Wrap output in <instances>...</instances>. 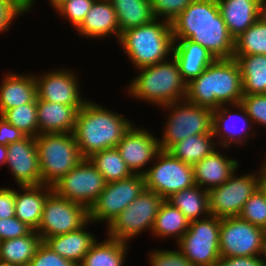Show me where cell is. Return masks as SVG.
I'll list each match as a JSON object with an SVG mask.
<instances>
[{
    "mask_svg": "<svg viewBox=\"0 0 266 266\" xmlns=\"http://www.w3.org/2000/svg\"><path fill=\"white\" fill-rule=\"evenodd\" d=\"M133 125L125 115L88 100L78 110L74 136L84 158L117 147L123 135Z\"/></svg>",
    "mask_w": 266,
    "mask_h": 266,
    "instance_id": "obj_1",
    "label": "cell"
},
{
    "mask_svg": "<svg viewBox=\"0 0 266 266\" xmlns=\"http://www.w3.org/2000/svg\"><path fill=\"white\" fill-rule=\"evenodd\" d=\"M242 77L235 59H216L187 83L185 99L211 110L241 103Z\"/></svg>",
    "mask_w": 266,
    "mask_h": 266,
    "instance_id": "obj_2",
    "label": "cell"
},
{
    "mask_svg": "<svg viewBox=\"0 0 266 266\" xmlns=\"http://www.w3.org/2000/svg\"><path fill=\"white\" fill-rule=\"evenodd\" d=\"M136 74L126 87L131 98L160 108L186 97L187 82L182 78L173 56L155 65L137 69Z\"/></svg>",
    "mask_w": 266,
    "mask_h": 266,
    "instance_id": "obj_3",
    "label": "cell"
},
{
    "mask_svg": "<svg viewBox=\"0 0 266 266\" xmlns=\"http://www.w3.org/2000/svg\"><path fill=\"white\" fill-rule=\"evenodd\" d=\"M118 43L135 70L166 61L174 49L171 23L155 18L122 32Z\"/></svg>",
    "mask_w": 266,
    "mask_h": 266,
    "instance_id": "obj_4",
    "label": "cell"
},
{
    "mask_svg": "<svg viewBox=\"0 0 266 266\" xmlns=\"http://www.w3.org/2000/svg\"><path fill=\"white\" fill-rule=\"evenodd\" d=\"M42 184L53 186L84 157L73 133H45L35 137Z\"/></svg>",
    "mask_w": 266,
    "mask_h": 266,
    "instance_id": "obj_5",
    "label": "cell"
},
{
    "mask_svg": "<svg viewBox=\"0 0 266 266\" xmlns=\"http://www.w3.org/2000/svg\"><path fill=\"white\" fill-rule=\"evenodd\" d=\"M168 111L166 124L158 138L160 149L167 151L173 144L196 134H213V110L186 99L160 107Z\"/></svg>",
    "mask_w": 266,
    "mask_h": 266,
    "instance_id": "obj_6",
    "label": "cell"
},
{
    "mask_svg": "<svg viewBox=\"0 0 266 266\" xmlns=\"http://www.w3.org/2000/svg\"><path fill=\"white\" fill-rule=\"evenodd\" d=\"M220 225L221 218L211 214L191 221L177 248L194 266H215L220 258Z\"/></svg>",
    "mask_w": 266,
    "mask_h": 266,
    "instance_id": "obj_7",
    "label": "cell"
},
{
    "mask_svg": "<svg viewBox=\"0 0 266 266\" xmlns=\"http://www.w3.org/2000/svg\"><path fill=\"white\" fill-rule=\"evenodd\" d=\"M163 201L159 194L145 189L106 228V235L130 243L131 238L134 239L146 230L151 233Z\"/></svg>",
    "mask_w": 266,
    "mask_h": 266,
    "instance_id": "obj_8",
    "label": "cell"
},
{
    "mask_svg": "<svg viewBox=\"0 0 266 266\" xmlns=\"http://www.w3.org/2000/svg\"><path fill=\"white\" fill-rule=\"evenodd\" d=\"M147 168L143 174L146 189L164 200L195 185L193 166L173 157L168 151L161 150Z\"/></svg>",
    "mask_w": 266,
    "mask_h": 266,
    "instance_id": "obj_9",
    "label": "cell"
},
{
    "mask_svg": "<svg viewBox=\"0 0 266 266\" xmlns=\"http://www.w3.org/2000/svg\"><path fill=\"white\" fill-rule=\"evenodd\" d=\"M145 189V181L141 174L106 183L104 190L88 210L89 220L92 224L106 223L108 227Z\"/></svg>",
    "mask_w": 266,
    "mask_h": 266,
    "instance_id": "obj_10",
    "label": "cell"
},
{
    "mask_svg": "<svg viewBox=\"0 0 266 266\" xmlns=\"http://www.w3.org/2000/svg\"><path fill=\"white\" fill-rule=\"evenodd\" d=\"M89 221L86 207L57 195L52 191L44 202L42 218L36 232L45 238L80 229Z\"/></svg>",
    "mask_w": 266,
    "mask_h": 266,
    "instance_id": "obj_11",
    "label": "cell"
},
{
    "mask_svg": "<svg viewBox=\"0 0 266 266\" xmlns=\"http://www.w3.org/2000/svg\"><path fill=\"white\" fill-rule=\"evenodd\" d=\"M106 181L88 158H84L53 186L59 196L88 210L104 190Z\"/></svg>",
    "mask_w": 266,
    "mask_h": 266,
    "instance_id": "obj_12",
    "label": "cell"
},
{
    "mask_svg": "<svg viewBox=\"0 0 266 266\" xmlns=\"http://www.w3.org/2000/svg\"><path fill=\"white\" fill-rule=\"evenodd\" d=\"M237 171L222 185L208 191L211 215L220 218L238 216L245 202L258 189L257 171L238 177Z\"/></svg>",
    "mask_w": 266,
    "mask_h": 266,
    "instance_id": "obj_13",
    "label": "cell"
},
{
    "mask_svg": "<svg viewBox=\"0 0 266 266\" xmlns=\"http://www.w3.org/2000/svg\"><path fill=\"white\" fill-rule=\"evenodd\" d=\"M255 130L241 103L222 105L213 110L212 133L218 147L224 148L223 151L230 150L232 146H248L249 140L257 134Z\"/></svg>",
    "mask_w": 266,
    "mask_h": 266,
    "instance_id": "obj_14",
    "label": "cell"
},
{
    "mask_svg": "<svg viewBox=\"0 0 266 266\" xmlns=\"http://www.w3.org/2000/svg\"><path fill=\"white\" fill-rule=\"evenodd\" d=\"M265 229L252 225L238 216L221 218L220 256L260 255Z\"/></svg>",
    "mask_w": 266,
    "mask_h": 266,
    "instance_id": "obj_15",
    "label": "cell"
},
{
    "mask_svg": "<svg viewBox=\"0 0 266 266\" xmlns=\"http://www.w3.org/2000/svg\"><path fill=\"white\" fill-rule=\"evenodd\" d=\"M34 76L37 98L40 100L74 106L78 110L88 101L80 93L81 82L73 69H51Z\"/></svg>",
    "mask_w": 266,
    "mask_h": 266,
    "instance_id": "obj_16",
    "label": "cell"
},
{
    "mask_svg": "<svg viewBox=\"0 0 266 266\" xmlns=\"http://www.w3.org/2000/svg\"><path fill=\"white\" fill-rule=\"evenodd\" d=\"M133 174L143 175L161 151L158 137L148 129L132 125L116 147Z\"/></svg>",
    "mask_w": 266,
    "mask_h": 266,
    "instance_id": "obj_17",
    "label": "cell"
},
{
    "mask_svg": "<svg viewBox=\"0 0 266 266\" xmlns=\"http://www.w3.org/2000/svg\"><path fill=\"white\" fill-rule=\"evenodd\" d=\"M6 167L17 186H35L42 184L39 158L35 137L23 139L7 146Z\"/></svg>",
    "mask_w": 266,
    "mask_h": 266,
    "instance_id": "obj_18",
    "label": "cell"
},
{
    "mask_svg": "<svg viewBox=\"0 0 266 266\" xmlns=\"http://www.w3.org/2000/svg\"><path fill=\"white\" fill-rule=\"evenodd\" d=\"M174 39H189L205 47L215 59H234L235 40L226 24L172 26Z\"/></svg>",
    "mask_w": 266,
    "mask_h": 266,
    "instance_id": "obj_19",
    "label": "cell"
},
{
    "mask_svg": "<svg viewBox=\"0 0 266 266\" xmlns=\"http://www.w3.org/2000/svg\"><path fill=\"white\" fill-rule=\"evenodd\" d=\"M76 31L85 39L103 40L115 35L118 42L121 36L115 9L109 0H95Z\"/></svg>",
    "mask_w": 266,
    "mask_h": 266,
    "instance_id": "obj_20",
    "label": "cell"
},
{
    "mask_svg": "<svg viewBox=\"0 0 266 266\" xmlns=\"http://www.w3.org/2000/svg\"><path fill=\"white\" fill-rule=\"evenodd\" d=\"M217 149L193 166L195 185L207 191L222 185L239 168L238 160L224 156L223 148Z\"/></svg>",
    "mask_w": 266,
    "mask_h": 266,
    "instance_id": "obj_21",
    "label": "cell"
},
{
    "mask_svg": "<svg viewBox=\"0 0 266 266\" xmlns=\"http://www.w3.org/2000/svg\"><path fill=\"white\" fill-rule=\"evenodd\" d=\"M36 98L34 73L19 74L8 70L2 77L0 85V116L6 110L32 103Z\"/></svg>",
    "mask_w": 266,
    "mask_h": 266,
    "instance_id": "obj_22",
    "label": "cell"
},
{
    "mask_svg": "<svg viewBox=\"0 0 266 266\" xmlns=\"http://www.w3.org/2000/svg\"><path fill=\"white\" fill-rule=\"evenodd\" d=\"M91 223V220H89L78 230L45 238L43 242L59 256L72 261L78 266L97 240V236L95 237L93 233L86 229L89 228L87 226Z\"/></svg>",
    "mask_w": 266,
    "mask_h": 266,
    "instance_id": "obj_23",
    "label": "cell"
},
{
    "mask_svg": "<svg viewBox=\"0 0 266 266\" xmlns=\"http://www.w3.org/2000/svg\"><path fill=\"white\" fill-rule=\"evenodd\" d=\"M173 57L187 83L216 60L205 47L189 39H174Z\"/></svg>",
    "mask_w": 266,
    "mask_h": 266,
    "instance_id": "obj_24",
    "label": "cell"
},
{
    "mask_svg": "<svg viewBox=\"0 0 266 266\" xmlns=\"http://www.w3.org/2000/svg\"><path fill=\"white\" fill-rule=\"evenodd\" d=\"M18 188L21 190L15 189V217L36 231L42 218L44 202L53 191L52 187L41 184Z\"/></svg>",
    "mask_w": 266,
    "mask_h": 266,
    "instance_id": "obj_25",
    "label": "cell"
},
{
    "mask_svg": "<svg viewBox=\"0 0 266 266\" xmlns=\"http://www.w3.org/2000/svg\"><path fill=\"white\" fill-rule=\"evenodd\" d=\"M78 109L74 106L51 103L37 98L39 134L73 133Z\"/></svg>",
    "mask_w": 266,
    "mask_h": 266,
    "instance_id": "obj_26",
    "label": "cell"
},
{
    "mask_svg": "<svg viewBox=\"0 0 266 266\" xmlns=\"http://www.w3.org/2000/svg\"><path fill=\"white\" fill-rule=\"evenodd\" d=\"M261 0H217L222 18L235 40L260 18Z\"/></svg>",
    "mask_w": 266,
    "mask_h": 266,
    "instance_id": "obj_27",
    "label": "cell"
},
{
    "mask_svg": "<svg viewBox=\"0 0 266 266\" xmlns=\"http://www.w3.org/2000/svg\"><path fill=\"white\" fill-rule=\"evenodd\" d=\"M129 243L106 237L92 245L78 266H125Z\"/></svg>",
    "mask_w": 266,
    "mask_h": 266,
    "instance_id": "obj_28",
    "label": "cell"
},
{
    "mask_svg": "<svg viewBox=\"0 0 266 266\" xmlns=\"http://www.w3.org/2000/svg\"><path fill=\"white\" fill-rule=\"evenodd\" d=\"M190 221L175 206L164 200L155 217L151 235L163 240L174 237L177 243L189 228Z\"/></svg>",
    "mask_w": 266,
    "mask_h": 266,
    "instance_id": "obj_29",
    "label": "cell"
},
{
    "mask_svg": "<svg viewBox=\"0 0 266 266\" xmlns=\"http://www.w3.org/2000/svg\"><path fill=\"white\" fill-rule=\"evenodd\" d=\"M241 77L243 95L266 94V55H234Z\"/></svg>",
    "mask_w": 266,
    "mask_h": 266,
    "instance_id": "obj_30",
    "label": "cell"
},
{
    "mask_svg": "<svg viewBox=\"0 0 266 266\" xmlns=\"http://www.w3.org/2000/svg\"><path fill=\"white\" fill-rule=\"evenodd\" d=\"M117 16L120 33L155 19L150 0H109Z\"/></svg>",
    "mask_w": 266,
    "mask_h": 266,
    "instance_id": "obj_31",
    "label": "cell"
},
{
    "mask_svg": "<svg viewBox=\"0 0 266 266\" xmlns=\"http://www.w3.org/2000/svg\"><path fill=\"white\" fill-rule=\"evenodd\" d=\"M40 235L32 230L28 235L0 242V261L13 266H28L38 246Z\"/></svg>",
    "mask_w": 266,
    "mask_h": 266,
    "instance_id": "obj_32",
    "label": "cell"
},
{
    "mask_svg": "<svg viewBox=\"0 0 266 266\" xmlns=\"http://www.w3.org/2000/svg\"><path fill=\"white\" fill-rule=\"evenodd\" d=\"M216 148L218 145L213 134H196L173 144L167 151L173 157L194 166Z\"/></svg>",
    "mask_w": 266,
    "mask_h": 266,
    "instance_id": "obj_33",
    "label": "cell"
},
{
    "mask_svg": "<svg viewBox=\"0 0 266 266\" xmlns=\"http://www.w3.org/2000/svg\"><path fill=\"white\" fill-rule=\"evenodd\" d=\"M191 222L210 215L208 191L198 185L183 189L166 199Z\"/></svg>",
    "mask_w": 266,
    "mask_h": 266,
    "instance_id": "obj_34",
    "label": "cell"
},
{
    "mask_svg": "<svg viewBox=\"0 0 266 266\" xmlns=\"http://www.w3.org/2000/svg\"><path fill=\"white\" fill-rule=\"evenodd\" d=\"M225 24L217 0H193L171 23V26Z\"/></svg>",
    "mask_w": 266,
    "mask_h": 266,
    "instance_id": "obj_35",
    "label": "cell"
},
{
    "mask_svg": "<svg viewBox=\"0 0 266 266\" xmlns=\"http://www.w3.org/2000/svg\"><path fill=\"white\" fill-rule=\"evenodd\" d=\"M88 159L103 175L106 183L127 179L133 175L116 147L96 152Z\"/></svg>",
    "mask_w": 266,
    "mask_h": 266,
    "instance_id": "obj_36",
    "label": "cell"
},
{
    "mask_svg": "<svg viewBox=\"0 0 266 266\" xmlns=\"http://www.w3.org/2000/svg\"><path fill=\"white\" fill-rule=\"evenodd\" d=\"M266 55V22L259 18L235 39L234 55Z\"/></svg>",
    "mask_w": 266,
    "mask_h": 266,
    "instance_id": "obj_37",
    "label": "cell"
},
{
    "mask_svg": "<svg viewBox=\"0 0 266 266\" xmlns=\"http://www.w3.org/2000/svg\"><path fill=\"white\" fill-rule=\"evenodd\" d=\"M1 117L23 132L26 136L36 137L39 135L37 98L32 103L6 110Z\"/></svg>",
    "mask_w": 266,
    "mask_h": 266,
    "instance_id": "obj_38",
    "label": "cell"
},
{
    "mask_svg": "<svg viewBox=\"0 0 266 266\" xmlns=\"http://www.w3.org/2000/svg\"><path fill=\"white\" fill-rule=\"evenodd\" d=\"M238 217L266 230V197L259 188L245 202Z\"/></svg>",
    "mask_w": 266,
    "mask_h": 266,
    "instance_id": "obj_39",
    "label": "cell"
},
{
    "mask_svg": "<svg viewBox=\"0 0 266 266\" xmlns=\"http://www.w3.org/2000/svg\"><path fill=\"white\" fill-rule=\"evenodd\" d=\"M95 0H65L55 12L61 19L69 21L73 29L77 28L90 11Z\"/></svg>",
    "mask_w": 266,
    "mask_h": 266,
    "instance_id": "obj_40",
    "label": "cell"
},
{
    "mask_svg": "<svg viewBox=\"0 0 266 266\" xmlns=\"http://www.w3.org/2000/svg\"><path fill=\"white\" fill-rule=\"evenodd\" d=\"M241 105L251 118L253 126L257 124L266 128V94L243 95Z\"/></svg>",
    "mask_w": 266,
    "mask_h": 266,
    "instance_id": "obj_41",
    "label": "cell"
},
{
    "mask_svg": "<svg viewBox=\"0 0 266 266\" xmlns=\"http://www.w3.org/2000/svg\"><path fill=\"white\" fill-rule=\"evenodd\" d=\"M149 266H194L177 248V250L153 249L147 255Z\"/></svg>",
    "mask_w": 266,
    "mask_h": 266,
    "instance_id": "obj_42",
    "label": "cell"
},
{
    "mask_svg": "<svg viewBox=\"0 0 266 266\" xmlns=\"http://www.w3.org/2000/svg\"><path fill=\"white\" fill-rule=\"evenodd\" d=\"M155 18L172 23L193 0H150ZM160 17V18H159Z\"/></svg>",
    "mask_w": 266,
    "mask_h": 266,
    "instance_id": "obj_43",
    "label": "cell"
},
{
    "mask_svg": "<svg viewBox=\"0 0 266 266\" xmlns=\"http://www.w3.org/2000/svg\"><path fill=\"white\" fill-rule=\"evenodd\" d=\"M28 266H77L52 251L43 241Z\"/></svg>",
    "mask_w": 266,
    "mask_h": 266,
    "instance_id": "obj_44",
    "label": "cell"
},
{
    "mask_svg": "<svg viewBox=\"0 0 266 266\" xmlns=\"http://www.w3.org/2000/svg\"><path fill=\"white\" fill-rule=\"evenodd\" d=\"M31 231L32 229L28 225L15 216L12 218H0V242L26 236Z\"/></svg>",
    "mask_w": 266,
    "mask_h": 266,
    "instance_id": "obj_45",
    "label": "cell"
},
{
    "mask_svg": "<svg viewBox=\"0 0 266 266\" xmlns=\"http://www.w3.org/2000/svg\"><path fill=\"white\" fill-rule=\"evenodd\" d=\"M23 14L9 1L0 0V34L8 31L13 21Z\"/></svg>",
    "mask_w": 266,
    "mask_h": 266,
    "instance_id": "obj_46",
    "label": "cell"
},
{
    "mask_svg": "<svg viewBox=\"0 0 266 266\" xmlns=\"http://www.w3.org/2000/svg\"><path fill=\"white\" fill-rule=\"evenodd\" d=\"M15 216V189L0 188V218H12Z\"/></svg>",
    "mask_w": 266,
    "mask_h": 266,
    "instance_id": "obj_47",
    "label": "cell"
},
{
    "mask_svg": "<svg viewBox=\"0 0 266 266\" xmlns=\"http://www.w3.org/2000/svg\"><path fill=\"white\" fill-rule=\"evenodd\" d=\"M215 266H264V264L261 261L260 255L237 257L220 256Z\"/></svg>",
    "mask_w": 266,
    "mask_h": 266,
    "instance_id": "obj_48",
    "label": "cell"
},
{
    "mask_svg": "<svg viewBox=\"0 0 266 266\" xmlns=\"http://www.w3.org/2000/svg\"><path fill=\"white\" fill-rule=\"evenodd\" d=\"M25 136L23 132L0 116V144L8 146L10 143L19 141Z\"/></svg>",
    "mask_w": 266,
    "mask_h": 266,
    "instance_id": "obj_49",
    "label": "cell"
},
{
    "mask_svg": "<svg viewBox=\"0 0 266 266\" xmlns=\"http://www.w3.org/2000/svg\"><path fill=\"white\" fill-rule=\"evenodd\" d=\"M23 15H26L34 8L36 0H9Z\"/></svg>",
    "mask_w": 266,
    "mask_h": 266,
    "instance_id": "obj_50",
    "label": "cell"
},
{
    "mask_svg": "<svg viewBox=\"0 0 266 266\" xmlns=\"http://www.w3.org/2000/svg\"><path fill=\"white\" fill-rule=\"evenodd\" d=\"M258 176V188L265 194L266 197V167L261 164L259 170L257 171Z\"/></svg>",
    "mask_w": 266,
    "mask_h": 266,
    "instance_id": "obj_51",
    "label": "cell"
},
{
    "mask_svg": "<svg viewBox=\"0 0 266 266\" xmlns=\"http://www.w3.org/2000/svg\"><path fill=\"white\" fill-rule=\"evenodd\" d=\"M8 156L7 146L0 144V168L6 164Z\"/></svg>",
    "mask_w": 266,
    "mask_h": 266,
    "instance_id": "obj_52",
    "label": "cell"
},
{
    "mask_svg": "<svg viewBox=\"0 0 266 266\" xmlns=\"http://www.w3.org/2000/svg\"><path fill=\"white\" fill-rule=\"evenodd\" d=\"M260 258L264 266H266V231L263 236L262 247L260 252Z\"/></svg>",
    "mask_w": 266,
    "mask_h": 266,
    "instance_id": "obj_53",
    "label": "cell"
},
{
    "mask_svg": "<svg viewBox=\"0 0 266 266\" xmlns=\"http://www.w3.org/2000/svg\"><path fill=\"white\" fill-rule=\"evenodd\" d=\"M260 18L266 22V0L260 1Z\"/></svg>",
    "mask_w": 266,
    "mask_h": 266,
    "instance_id": "obj_54",
    "label": "cell"
},
{
    "mask_svg": "<svg viewBox=\"0 0 266 266\" xmlns=\"http://www.w3.org/2000/svg\"><path fill=\"white\" fill-rule=\"evenodd\" d=\"M65 0H48L50 3V7L52 6L54 10H56Z\"/></svg>",
    "mask_w": 266,
    "mask_h": 266,
    "instance_id": "obj_55",
    "label": "cell"
},
{
    "mask_svg": "<svg viewBox=\"0 0 266 266\" xmlns=\"http://www.w3.org/2000/svg\"><path fill=\"white\" fill-rule=\"evenodd\" d=\"M0 266H13L8 264L7 262L0 261Z\"/></svg>",
    "mask_w": 266,
    "mask_h": 266,
    "instance_id": "obj_56",
    "label": "cell"
}]
</instances>
